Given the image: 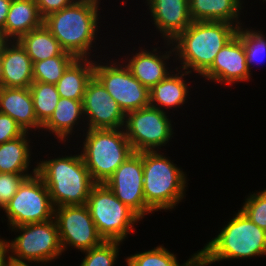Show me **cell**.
<instances>
[{"mask_svg": "<svg viewBox=\"0 0 266 266\" xmlns=\"http://www.w3.org/2000/svg\"><path fill=\"white\" fill-rule=\"evenodd\" d=\"M237 29L227 22L193 21L171 42L173 56L182 65L177 68L201 76L212 65L217 53L237 34Z\"/></svg>", "mask_w": 266, "mask_h": 266, "instance_id": "cell-1", "label": "cell"}, {"mask_svg": "<svg viewBox=\"0 0 266 266\" xmlns=\"http://www.w3.org/2000/svg\"><path fill=\"white\" fill-rule=\"evenodd\" d=\"M266 255V231L241 210L198 251L199 266L222 260L247 259Z\"/></svg>", "mask_w": 266, "mask_h": 266, "instance_id": "cell-2", "label": "cell"}, {"mask_svg": "<svg viewBox=\"0 0 266 266\" xmlns=\"http://www.w3.org/2000/svg\"><path fill=\"white\" fill-rule=\"evenodd\" d=\"M37 162V174L47 187L54 207L85 205L96 184L80 154Z\"/></svg>", "mask_w": 266, "mask_h": 266, "instance_id": "cell-3", "label": "cell"}, {"mask_svg": "<svg viewBox=\"0 0 266 266\" xmlns=\"http://www.w3.org/2000/svg\"><path fill=\"white\" fill-rule=\"evenodd\" d=\"M99 5L76 3L51 13L44 18L43 24L58 40L65 52L76 58H90L92 46L96 42L99 29Z\"/></svg>", "mask_w": 266, "mask_h": 266, "instance_id": "cell-4", "label": "cell"}, {"mask_svg": "<svg viewBox=\"0 0 266 266\" xmlns=\"http://www.w3.org/2000/svg\"><path fill=\"white\" fill-rule=\"evenodd\" d=\"M187 174L164 153L143 152V191L146 204L154 211L172 210L186 196Z\"/></svg>", "mask_w": 266, "mask_h": 266, "instance_id": "cell-5", "label": "cell"}, {"mask_svg": "<svg viewBox=\"0 0 266 266\" xmlns=\"http://www.w3.org/2000/svg\"><path fill=\"white\" fill-rule=\"evenodd\" d=\"M80 155L95 183L105 181L134 153L124 129H86Z\"/></svg>", "mask_w": 266, "mask_h": 266, "instance_id": "cell-6", "label": "cell"}, {"mask_svg": "<svg viewBox=\"0 0 266 266\" xmlns=\"http://www.w3.org/2000/svg\"><path fill=\"white\" fill-rule=\"evenodd\" d=\"M99 235L105 241H125L142 219L104 184L96 183L86 203Z\"/></svg>", "mask_w": 266, "mask_h": 266, "instance_id": "cell-7", "label": "cell"}, {"mask_svg": "<svg viewBox=\"0 0 266 266\" xmlns=\"http://www.w3.org/2000/svg\"><path fill=\"white\" fill-rule=\"evenodd\" d=\"M11 231L20 232L11 241L5 239L10 260L19 263H41L45 266L62 255L59 232L55 219L10 227Z\"/></svg>", "mask_w": 266, "mask_h": 266, "instance_id": "cell-8", "label": "cell"}, {"mask_svg": "<svg viewBox=\"0 0 266 266\" xmlns=\"http://www.w3.org/2000/svg\"><path fill=\"white\" fill-rule=\"evenodd\" d=\"M167 114L150 105L126 113L123 129L134 152L159 151L166 147L174 134Z\"/></svg>", "mask_w": 266, "mask_h": 266, "instance_id": "cell-9", "label": "cell"}, {"mask_svg": "<svg viewBox=\"0 0 266 266\" xmlns=\"http://www.w3.org/2000/svg\"><path fill=\"white\" fill-rule=\"evenodd\" d=\"M54 208L44 181L36 173L22 182L3 211L10 228L54 219Z\"/></svg>", "mask_w": 266, "mask_h": 266, "instance_id": "cell-10", "label": "cell"}, {"mask_svg": "<svg viewBox=\"0 0 266 266\" xmlns=\"http://www.w3.org/2000/svg\"><path fill=\"white\" fill-rule=\"evenodd\" d=\"M101 61H95L94 76L125 114L149 106L150 90L132 75L122 59L118 62L111 59L110 63L108 60L106 63Z\"/></svg>", "mask_w": 266, "mask_h": 266, "instance_id": "cell-11", "label": "cell"}, {"mask_svg": "<svg viewBox=\"0 0 266 266\" xmlns=\"http://www.w3.org/2000/svg\"><path fill=\"white\" fill-rule=\"evenodd\" d=\"M54 219L63 252L68 247L83 252L99 246L104 241L96 229L86 204L55 207Z\"/></svg>", "mask_w": 266, "mask_h": 266, "instance_id": "cell-12", "label": "cell"}, {"mask_svg": "<svg viewBox=\"0 0 266 266\" xmlns=\"http://www.w3.org/2000/svg\"><path fill=\"white\" fill-rule=\"evenodd\" d=\"M113 194L141 219L154 213L143 191V152L130 155L104 183Z\"/></svg>", "mask_w": 266, "mask_h": 266, "instance_id": "cell-13", "label": "cell"}, {"mask_svg": "<svg viewBox=\"0 0 266 266\" xmlns=\"http://www.w3.org/2000/svg\"><path fill=\"white\" fill-rule=\"evenodd\" d=\"M83 112L87 129H120L125 124L126 114L95 76L86 86Z\"/></svg>", "mask_w": 266, "mask_h": 266, "instance_id": "cell-14", "label": "cell"}, {"mask_svg": "<svg viewBox=\"0 0 266 266\" xmlns=\"http://www.w3.org/2000/svg\"><path fill=\"white\" fill-rule=\"evenodd\" d=\"M251 75L242 39L236 34L217 53L212 65L201 77L207 81L232 86V83L249 81Z\"/></svg>", "mask_w": 266, "mask_h": 266, "instance_id": "cell-15", "label": "cell"}, {"mask_svg": "<svg viewBox=\"0 0 266 266\" xmlns=\"http://www.w3.org/2000/svg\"><path fill=\"white\" fill-rule=\"evenodd\" d=\"M155 28L164 42H172L193 21L188 0H146Z\"/></svg>", "mask_w": 266, "mask_h": 266, "instance_id": "cell-16", "label": "cell"}, {"mask_svg": "<svg viewBox=\"0 0 266 266\" xmlns=\"http://www.w3.org/2000/svg\"><path fill=\"white\" fill-rule=\"evenodd\" d=\"M168 47L170 45L169 51H157V48H152L153 50L148 49H139L136 51L135 55L127 59L124 63L131 71L132 75L145 87L149 90L154 87L157 83L163 80L171 71L166 65L168 64L167 60L172 57L174 49L171 42L164 43ZM169 70V71H168Z\"/></svg>", "mask_w": 266, "mask_h": 266, "instance_id": "cell-17", "label": "cell"}, {"mask_svg": "<svg viewBox=\"0 0 266 266\" xmlns=\"http://www.w3.org/2000/svg\"><path fill=\"white\" fill-rule=\"evenodd\" d=\"M1 87L29 88L33 81V62L17 40H8L1 51Z\"/></svg>", "mask_w": 266, "mask_h": 266, "instance_id": "cell-18", "label": "cell"}, {"mask_svg": "<svg viewBox=\"0 0 266 266\" xmlns=\"http://www.w3.org/2000/svg\"><path fill=\"white\" fill-rule=\"evenodd\" d=\"M0 112L14 119L25 132L42 130L29 88L0 87Z\"/></svg>", "mask_w": 266, "mask_h": 266, "instance_id": "cell-19", "label": "cell"}, {"mask_svg": "<svg viewBox=\"0 0 266 266\" xmlns=\"http://www.w3.org/2000/svg\"><path fill=\"white\" fill-rule=\"evenodd\" d=\"M173 70L178 73L175 74ZM173 70L150 89V106L164 111L165 109L180 107V105L182 107L188 100L189 83H186L184 77L190 73L180 68Z\"/></svg>", "mask_w": 266, "mask_h": 266, "instance_id": "cell-20", "label": "cell"}, {"mask_svg": "<svg viewBox=\"0 0 266 266\" xmlns=\"http://www.w3.org/2000/svg\"><path fill=\"white\" fill-rule=\"evenodd\" d=\"M35 0H12L7 19L2 28L7 40H18L43 24Z\"/></svg>", "mask_w": 266, "mask_h": 266, "instance_id": "cell-21", "label": "cell"}, {"mask_svg": "<svg viewBox=\"0 0 266 266\" xmlns=\"http://www.w3.org/2000/svg\"><path fill=\"white\" fill-rule=\"evenodd\" d=\"M192 21L227 22L237 27L243 25L239 21L240 11L244 8L240 0H188Z\"/></svg>", "mask_w": 266, "mask_h": 266, "instance_id": "cell-22", "label": "cell"}, {"mask_svg": "<svg viewBox=\"0 0 266 266\" xmlns=\"http://www.w3.org/2000/svg\"><path fill=\"white\" fill-rule=\"evenodd\" d=\"M84 123L83 100H72L60 97L50 119L42 126V131H48L57 137L59 142L68 141L69 136L76 132L74 125Z\"/></svg>", "mask_w": 266, "mask_h": 266, "instance_id": "cell-23", "label": "cell"}, {"mask_svg": "<svg viewBox=\"0 0 266 266\" xmlns=\"http://www.w3.org/2000/svg\"><path fill=\"white\" fill-rule=\"evenodd\" d=\"M94 65L90 58H76L55 84L60 97L83 100L86 86L94 76Z\"/></svg>", "mask_w": 266, "mask_h": 266, "instance_id": "cell-24", "label": "cell"}, {"mask_svg": "<svg viewBox=\"0 0 266 266\" xmlns=\"http://www.w3.org/2000/svg\"><path fill=\"white\" fill-rule=\"evenodd\" d=\"M29 132L13 140L0 144V173H15L22 175H34L37 173V165L30 170L31 145Z\"/></svg>", "mask_w": 266, "mask_h": 266, "instance_id": "cell-25", "label": "cell"}, {"mask_svg": "<svg viewBox=\"0 0 266 266\" xmlns=\"http://www.w3.org/2000/svg\"><path fill=\"white\" fill-rule=\"evenodd\" d=\"M17 41L25 49L33 63L55 56H73L62 49L58 40L44 24L21 36Z\"/></svg>", "mask_w": 266, "mask_h": 266, "instance_id": "cell-26", "label": "cell"}, {"mask_svg": "<svg viewBox=\"0 0 266 266\" xmlns=\"http://www.w3.org/2000/svg\"><path fill=\"white\" fill-rule=\"evenodd\" d=\"M176 256L163 245H158L148 251L127 256L125 262L127 266H199L198 251L181 265Z\"/></svg>", "mask_w": 266, "mask_h": 266, "instance_id": "cell-27", "label": "cell"}, {"mask_svg": "<svg viewBox=\"0 0 266 266\" xmlns=\"http://www.w3.org/2000/svg\"><path fill=\"white\" fill-rule=\"evenodd\" d=\"M33 106L38 122L43 126L53 115L59 102L55 84L34 81L30 87Z\"/></svg>", "mask_w": 266, "mask_h": 266, "instance_id": "cell-28", "label": "cell"}, {"mask_svg": "<svg viewBox=\"0 0 266 266\" xmlns=\"http://www.w3.org/2000/svg\"><path fill=\"white\" fill-rule=\"evenodd\" d=\"M75 56H55L33 63V81L56 84Z\"/></svg>", "mask_w": 266, "mask_h": 266, "instance_id": "cell-29", "label": "cell"}, {"mask_svg": "<svg viewBox=\"0 0 266 266\" xmlns=\"http://www.w3.org/2000/svg\"><path fill=\"white\" fill-rule=\"evenodd\" d=\"M241 25L237 29V34L242 39L246 54L247 66L251 72V66L266 59V37L261 30L244 28Z\"/></svg>", "mask_w": 266, "mask_h": 266, "instance_id": "cell-30", "label": "cell"}, {"mask_svg": "<svg viewBox=\"0 0 266 266\" xmlns=\"http://www.w3.org/2000/svg\"><path fill=\"white\" fill-rule=\"evenodd\" d=\"M122 243L104 240L99 246L83 251L85 257L79 266H114Z\"/></svg>", "mask_w": 266, "mask_h": 266, "instance_id": "cell-31", "label": "cell"}, {"mask_svg": "<svg viewBox=\"0 0 266 266\" xmlns=\"http://www.w3.org/2000/svg\"><path fill=\"white\" fill-rule=\"evenodd\" d=\"M240 210L253 223L266 231V189L247 195Z\"/></svg>", "mask_w": 266, "mask_h": 266, "instance_id": "cell-32", "label": "cell"}, {"mask_svg": "<svg viewBox=\"0 0 266 266\" xmlns=\"http://www.w3.org/2000/svg\"><path fill=\"white\" fill-rule=\"evenodd\" d=\"M32 175L0 173V209L4 210L22 182Z\"/></svg>", "mask_w": 266, "mask_h": 266, "instance_id": "cell-33", "label": "cell"}, {"mask_svg": "<svg viewBox=\"0 0 266 266\" xmlns=\"http://www.w3.org/2000/svg\"><path fill=\"white\" fill-rule=\"evenodd\" d=\"M25 131L7 114L0 112V144L22 136Z\"/></svg>", "mask_w": 266, "mask_h": 266, "instance_id": "cell-34", "label": "cell"}, {"mask_svg": "<svg viewBox=\"0 0 266 266\" xmlns=\"http://www.w3.org/2000/svg\"><path fill=\"white\" fill-rule=\"evenodd\" d=\"M35 2L43 19L51 13L60 11L74 3L73 0H35Z\"/></svg>", "mask_w": 266, "mask_h": 266, "instance_id": "cell-35", "label": "cell"}, {"mask_svg": "<svg viewBox=\"0 0 266 266\" xmlns=\"http://www.w3.org/2000/svg\"><path fill=\"white\" fill-rule=\"evenodd\" d=\"M9 248L4 238L0 237V266H7L10 261Z\"/></svg>", "mask_w": 266, "mask_h": 266, "instance_id": "cell-36", "label": "cell"}, {"mask_svg": "<svg viewBox=\"0 0 266 266\" xmlns=\"http://www.w3.org/2000/svg\"><path fill=\"white\" fill-rule=\"evenodd\" d=\"M12 0H0V28L5 25Z\"/></svg>", "mask_w": 266, "mask_h": 266, "instance_id": "cell-37", "label": "cell"}, {"mask_svg": "<svg viewBox=\"0 0 266 266\" xmlns=\"http://www.w3.org/2000/svg\"><path fill=\"white\" fill-rule=\"evenodd\" d=\"M31 265H32V263L31 264L30 263H19V262H15L12 260H10L7 264V266H31ZM36 266H37V264H36ZM39 266H41V265H39Z\"/></svg>", "mask_w": 266, "mask_h": 266, "instance_id": "cell-38", "label": "cell"}, {"mask_svg": "<svg viewBox=\"0 0 266 266\" xmlns=\"http://www.w3.org/2000/svg\"><path fill=\"white\" fill-rule=\"evenodd\" d=\"M7 41L8 40L4 37L3 31L0 28V52L2 51V48Z\"/></svg>", "mask_w": 266, "mask_h": 266, "instance_id": "cell-39", "label": "cell"}, {"mask_svg": "<svg viewBox=\"0 0 266 266\" xmlns=\"http://www.w3.org/2000/svg\"><path fill=\"white\" fill-rule=\"evenodd\" d=\"M101 0H73V2L76 3H93V4H101L100 3Z\"/></svg>", "mask_w": 266, "mask_h": 266, "instance_id": "cell-40", "label": "cell"}, {"mask_svg": "<svg viewBox=\"0 0 266 266\" xmlns=\"http://www.w3.org/2000/svg\"><path fill=\"white\" fill-rule=\"evenodd\" d=\"M2 63H1V52H0V87H1V81H2Z\"/></svg>", "mask_w": 266, "mask_h": 266, "instance_id": "cell-41", "label": "cell"}]
</instances>
